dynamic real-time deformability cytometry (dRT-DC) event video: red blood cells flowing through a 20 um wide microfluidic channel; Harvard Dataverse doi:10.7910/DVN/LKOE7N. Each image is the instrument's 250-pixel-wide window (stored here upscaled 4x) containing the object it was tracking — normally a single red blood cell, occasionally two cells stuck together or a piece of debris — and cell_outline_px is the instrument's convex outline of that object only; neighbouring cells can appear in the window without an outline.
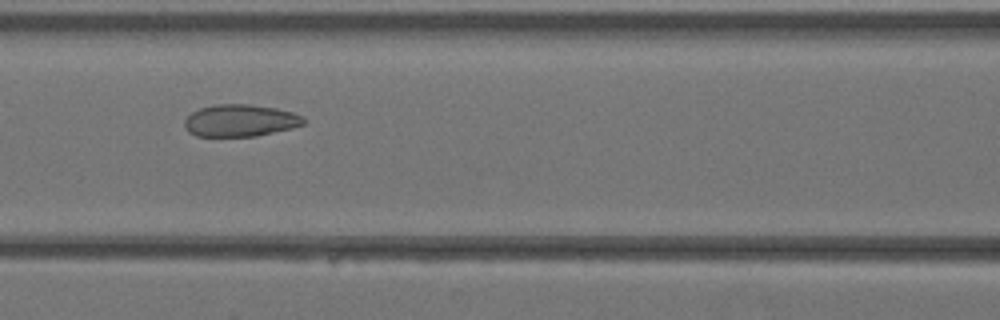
{"species": "Egyptian fruit bat (a non-hibernating species)", "species_latin": "Rousettus aegyptiacus", "temperature_condition": "warm", "stored_images_in_passage": 36, "camera_frame_rate_fps": 3000, "um_per_image_px": 0.085, "animal": {"sex": "female"}, "frame": {"image": 1, "passage_image": 17, "time_ms": 5.333, "image_size_px": [1000, 320], "cell_outline_px": [[304, 124], [292, 128], [256, 136], [196, 136], [188, 132], [184, 124], [184, 120], [192, 112], [200, 108], [216, 104], [248, 104], [276, 108], [292, 112], [304, 116]], "centroid_in_image_um": [20.42, 10.24], "position_along_channel_um": 146.2, "area_um2": 22.25}}
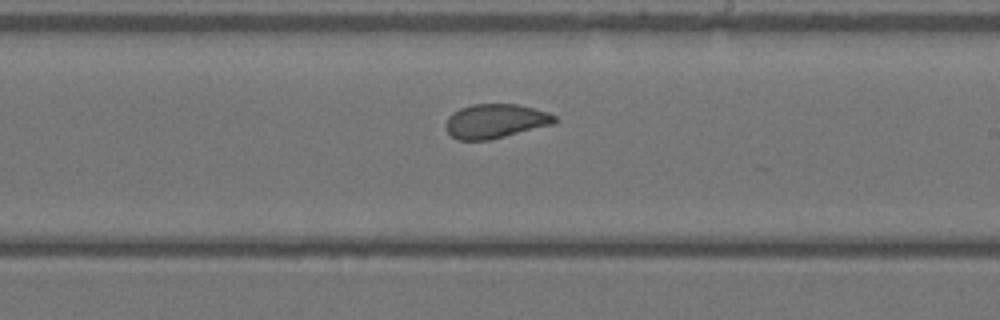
{"frame": {"image": 2, "passage_image": 23, "time_ms": 7.333, "image_size_px": [1000, 320], "cell_outline_px": [[556, 124], [488, 140], [456, 140], [444, 128], [444, 124], [448, 116], [452, 112], [460, 108], [472, 104], [516, 104], [548, 112], [556, 116]], "centroid_in_image_um": [42.08, 10.3], "position_along_channel_um": 246.9, "area_um2": 21.91}}
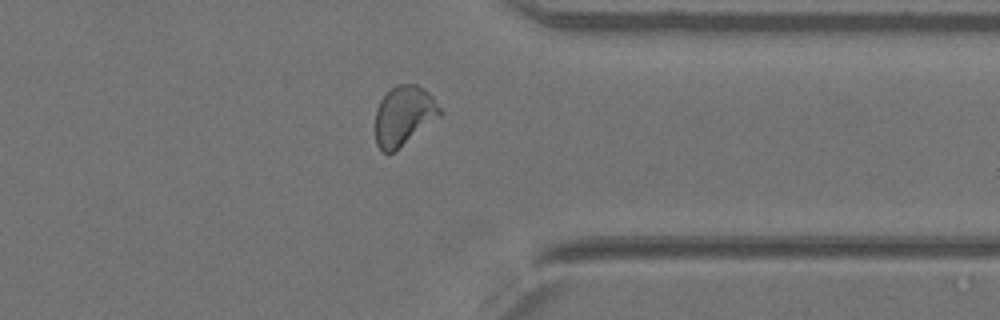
{"frame": {"image": 3, "passage_image": 31, "time_ms": 10.0, "image_size_px": [1000, 320], "cell_outline_px": [[444, 112], [440, 116], [388, 156], [376, 144], [376, 108], [380, 100], [396, 84], [416, 84], [424, 88], [432, 96]], "centroid_in_image_um": [34.33, 9.82], "position_along_channel_um": 377.1, "area_um2": 22.31}}